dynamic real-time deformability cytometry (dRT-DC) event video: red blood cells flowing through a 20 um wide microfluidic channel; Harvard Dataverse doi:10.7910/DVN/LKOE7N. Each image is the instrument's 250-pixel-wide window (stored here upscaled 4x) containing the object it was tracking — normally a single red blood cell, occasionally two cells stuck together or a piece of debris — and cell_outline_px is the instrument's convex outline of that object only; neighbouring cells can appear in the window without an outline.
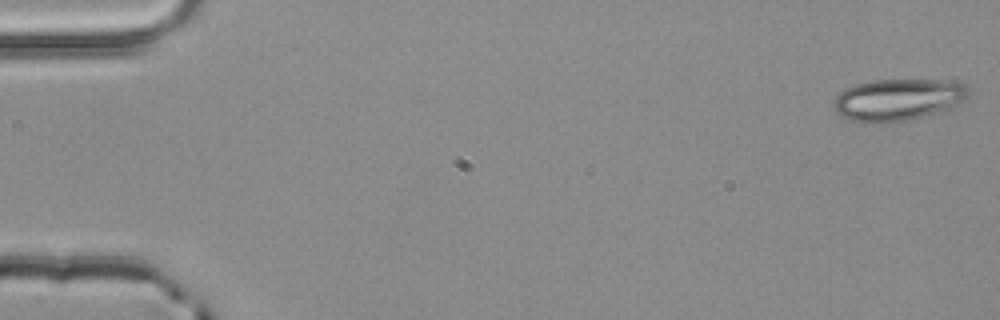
{"species": "common noctule bat (a hibernating species)", "species_latin": "Nyctalus noctula", "temperature_condition": "room temperature", "stored_images_in_passage": 53, "camera_frame_rate_fps": 3000, "um_per_image_px": 0.085, "animal": {"sex": "male", "body_mass_g": 20.4}, "frame": {"image": 1, "passage_image": 1, "time_ms": 0.0, "image_size_px": [1000, 320], "cell_outline_px": [[972, 92], [952, 108], [908, 120], [864, 124], [840, 116], [836, 112], [832, 104], [836, 96], [844, 88], [856, 84], [872, 80], [956, 80], [964, 84]], "centroid_in_image_um": [76.31, 8.46], "position_along_channel_um": 8.7, "area_um2": 33.18}}
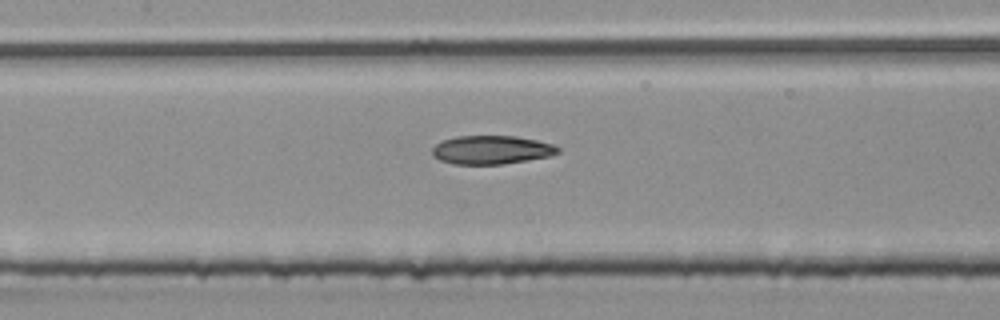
{"frame": {"image": 2, "passage_image": 25, "time_ms": 8.0, "image_size_px": [1000, 320], "cell_outline_px": [[560, 152], [548, 156], [528, 160], [504, 164], [452, 164], [440, 160], [432, 156], [432, 148], [440, 140], [456, 136], [516, 136], [536, 140], [552, 144], [560, 148]], "centroid_in_image_um": [41.74, 12.73], "position_along_channel_um": 165.7, "area_um2": 21.04}}
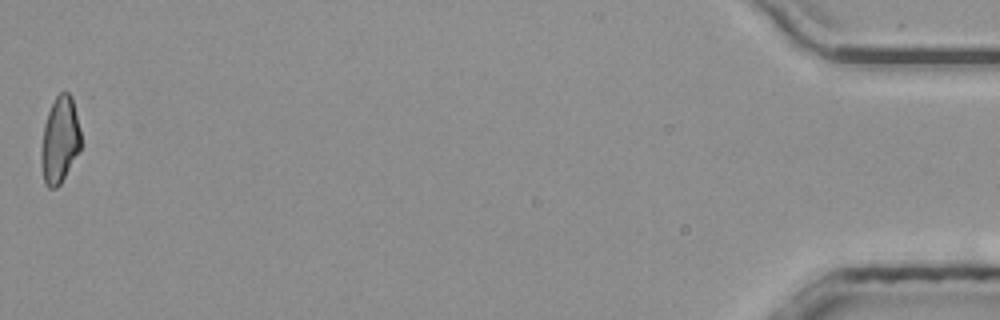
{"frame": {"image": 3, "passage_image": 53, "time_ms": 17.333, "image_size_px": [1000, 320], "cell_outline_px": [[84, 144], [60, 184], [56, 188], [48, 188], [44, 184], [40, 164], [40, 152], [44, 124], [48, 112], [56, 96], [60, 92], [68, 92], [72, 96]], "centroid_in_image_um": [5.09, 11.93], "position_along_channel_um": 430.1, "area_um2": 20.52}, "authors_computed_cell_mechanics": {"area_um2": 21.386, "velocity_mm_per_s": 3.9343, "shape_relaxation_time_tau1_ms": 8.5295, "shape_relaxation_time_tau2_ms": 5.2488, "deformation_change_tau1": 0.2201, "deformation_change_tau2": 0.1281}}